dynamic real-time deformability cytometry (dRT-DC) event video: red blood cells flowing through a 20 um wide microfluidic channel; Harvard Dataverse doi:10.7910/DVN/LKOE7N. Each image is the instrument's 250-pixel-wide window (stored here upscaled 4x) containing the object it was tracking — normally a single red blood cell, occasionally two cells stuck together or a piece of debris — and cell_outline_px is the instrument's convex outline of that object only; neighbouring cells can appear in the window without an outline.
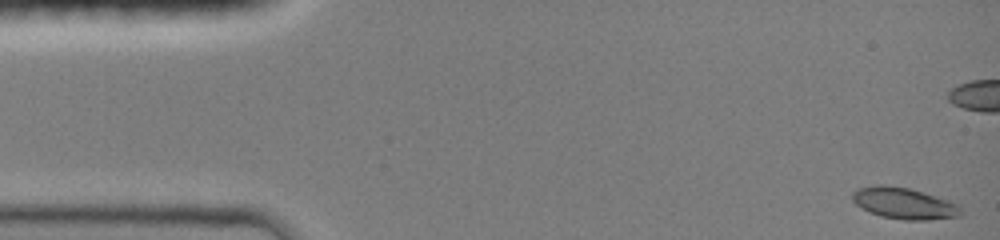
{"species": "common noctule bat (a hibernating species)", "species_latin": "Nyctalus noctula", "temperature_condition": "room temperature", "stored_images_in_passage": 23, "camera_frame_rate_fps": 3000, "um_per_image_px": 0.085, "animal": {"sex": "female", "body_mass_g": 19.0, "forearm_length_mm": 51.5}, "frame": {"image": 1, "passage_image": 1, "time_ms": 0.0, "image_size_px": [1000, 240], "cell_outline_px": [[960, 216], [928, 220], [904, 220], [880, 216], [868, 212], [860, 208], [852, 200], [852, 192], [860, 188], [908, 188], [948, 200], [956, 204], [960, 208]], "centroid_in_image_um": [76.86, 17.35], "position_along_channel_um": 8.1, "area_um2": 18.96}}
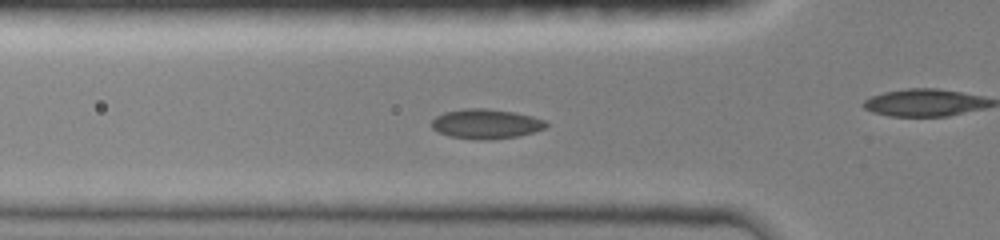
{"frame": {"image": 2, "passage_image": 21, "time_ms": 4.667, "image_size_px": [1000, 240], "cell_outline_px": [[548, 124], [544, 128], [532, 132], [516, 136], [488, 140], [480, 140], [448, 136], [432, 128], [432, 120], [436, 116], [444, 112], [468, 108], [484, 108], [512, 112], [532, 116], [544, 120]], "centroid_in_image_um": [41.28, 10.53], "position_along_channel_um": 84.5, "area_um2": 19.54}}